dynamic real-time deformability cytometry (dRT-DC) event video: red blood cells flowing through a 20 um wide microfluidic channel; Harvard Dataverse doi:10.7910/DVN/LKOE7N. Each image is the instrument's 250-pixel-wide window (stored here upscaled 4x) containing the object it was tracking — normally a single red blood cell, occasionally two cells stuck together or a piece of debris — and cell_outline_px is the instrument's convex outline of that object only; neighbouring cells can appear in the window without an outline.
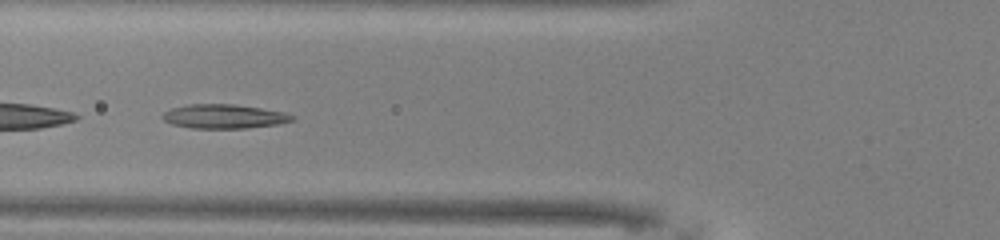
{"species": "common noctule bat (a hibernating species)", "species_latin": "Nyctalus noctula", "temperature_condition": "warm", "stored_images_in_passage": 44, "camera_frame_rate_fps": 3000, "um_per_image_px": 0.085, "animal": {"sex": "male", "body_mass_g": 13.0, "forearm_length_mm": 53.1}, "frame": {"image": 1, "passage_image": 14, "time_ms": 4.333, "image_size_px": [1000, 240], "cell_outline_px": [[296, 120], [280, 124], [248, 128], [192, 128], [172, 124], [164, 120], [160, 116], [164, 112], [172, 108], [188, 104], [232, 104], [260, 108], [284, 112], [296, 116]], "centroid_in_image_um": [19.08, 9.9], "position_along_channel_um": 106.7, "area_um2": 18.32}}
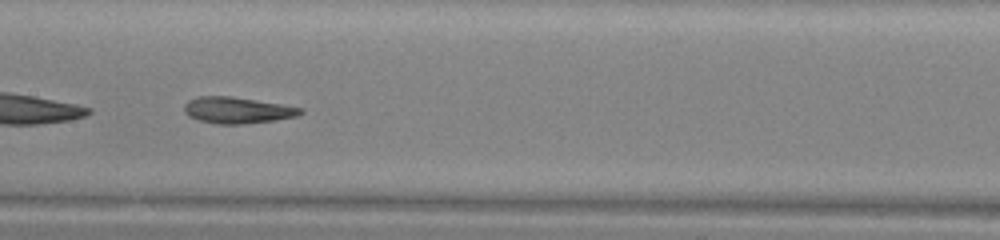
{"frame": {"image": 2, "passage_image": 20, "time_ms": 6.333, "image_size_px": [1000, 240], "cell_outline_px": [[304, 112], [296, 116], [272, 120], [240, 124], [216, 124], [200, 120], [188, 116], [184, 112], [184, 104], [188, 100], [196, 96], [232, 96], [304, 108]], "centroid_in_image_um": [20.13, 9.35], "position_along_channel_um": 187.3, "area_um2": 17.74}}
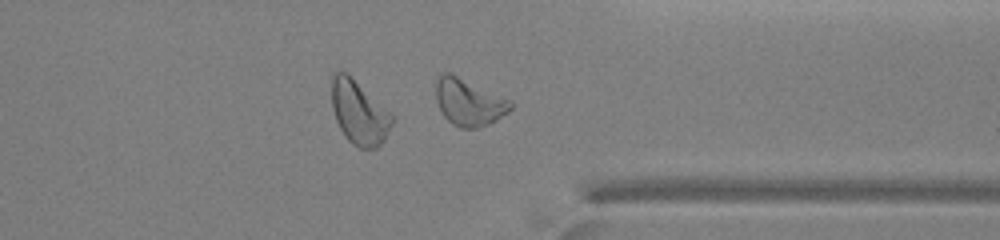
{"frame": {"image": 3, "passage_image": 34, "time_ms": 11.0, "image_size_px": [1000, 240], "cell_outline_px": [[512, 108], [508, 112], [496, 120], [488, 124], [476, 128], [460, 128], [452, 124], [444, 116], [436, 100], [436, 80], [440, 72], [452, 72], [512, 100]], "centroid_in_image_um": [39.85, 8.65], "position_along_channel_um": 371.5, "area_um2": 20.75}, "authors_computed_cell_mechanics": {"area_um2": 19.363, "velocity_mm_per_s": 4.0223, "shape_relaxation_time_tau1_ms": 4.5783, "shape_relaxation_time_tau2_ms": 1.9634, "deformation_change_tau1": 0.1482, "deformation_change_tau2": 0.1029}}